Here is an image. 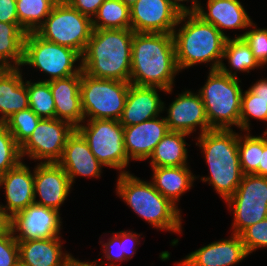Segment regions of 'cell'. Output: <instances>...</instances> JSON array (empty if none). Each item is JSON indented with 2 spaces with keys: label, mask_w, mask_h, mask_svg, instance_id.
<instances>
[{
  "label": "cell",
  "mask_w": 267,
  "mask_h": 266,
  "mask_svg": "<svg viewBox=\"0 0 267 266\" xmlns=\"http://www.w3.org/2000/svg\"><path fill=\"white\" fill-rule=\"evenodd\" d=\"M67 173L58 163H43L34 168V203L60 211L71 189ZM38 193V194H37ZM39 195L40 200H36Z\"/></svg>",
  "instance_id": "5bb4252c"
},
{
  "label": "cell",
  "mask_w": 267,
  "mask_h": 266,
  "mask_svg": "<svg viewBox=\"0 0 267 266\" xmlns=\"http://www.w3.org/2000/svg\"><path fill=\"white\" fill-rule=\"evenodd\" d=\"M188 1L189 0H171V3L181 12V13H188V12H196L199 6L198 0H191V6L188 7L184 4H181L179 2Z\"/></svg>",
  "instance_id": "7dc6e473"
},
{
  "label": "cell",
  "mask_w": 267,
  "mask_h": 266,
  "mask_svg": "<svg viewBox=\"0 0 267 266\" xmlns=\"http://www.w3.org/2000/svg\"><path fill=\"white\" fill-rule=\"evenodd\" d=\"M0 21L6 23H19L16 0H0Z\"/></svg>",
  "instance_id": "ee69618b"
},
{
  "label": "cell",
  "mask_w": 267,
  "mask_h": 266,
  "mask_svg": "<svg viewBox=\"0 0 267 266\" xmlns=\"http://www.w3.org/2000/svg\"><path fill=\"white\" fill-rule=\"evenodd\" d=\"M222 59H227L230 68L235 71L233 73L223 62L220 64L219 70L234 78H237V71L249 73L250 70L262 67L243 38H227Z\"/></svg>",
  "instance_id": "83f0119b"
},
{
  "label": "cell",
  "mask_w": 267,
  "mask_h": 266,
  "mask_svg": "<svg viewBox=\"0 0 267 266\" xmlns=\"http://www.w3.org/2000/svg\"><path fill=\"white\" fill-rule=\"evenodd\" d=\"M92 25L93 29H131L130 6L122 0H105L93 17Z\"/></svg>",
  "instance_id": "f1b7e54d"
},
{
  "label": "cell",
  "mask_w": 267,
  "mask_h": 266,
  "mask_svg": "<svg viewBox=\"0 0 267 266\" xmlns=\"http://www.w3.org/2000/svg\"><path fill=\"white\" fill-rule=\"evenodd\" d=\"M253 94L267 103V79H261L248 88Z\"/></svg>",
  "instance_id": "bcb514c9"
},
{
  "label": "cell",
  "mask_w": 267,
  "mask_h": 266,
  "mask_svg": "<svg viewBox=\"0 0 267 266\" xmlns=\"http://www.w3.org/2000/svg\"><path fill=\"white\" fill-rule=\"evenodd\" d=\"M208 79L199 90L206 117L211 129L231 130L240 128L242 89L239 78L222 73L219 69L210 70Z\"/></svg>",
  "instance_id": "8992f818"
},
{
  "label": "cell",
  "mask_w": 267,
  "mask_h": 266,
  "mask_svg": "<svg viewBox=\"0 0 267 266\" xmlns=\"http://www.w3.org/2000/svg\"><path fill=\"white\" fill-rule=\"evenodd\" d=\"M187 133L169 131L156 145L152 155L151 167H178L187 165V148L185 137Z\"/></svg>",
  "instance_id": "484cf974"
},
{
  "label": "cell",
  "mask_w": 267,
  "mask_h": 266,
  "mask_svg": "<svg viewBox=\"0 0 267 266\" xmlns=\"http://www.w3.org/2000/svg\"><path fill=\"white\" fill-rule=\"evenodd\" d=\"M153 186L174 205L177 206L180 196L193 186L197 178L187 165L178 167H151ZM177 201V202H176Z\"/></svg>",
  "instance_id": "d4e9b609"
},
{
  "label": "cell",
  "mask_w": 267,
  "mask_h": 266,
  "mask_svg": "<svg viewBox=\"0 0 267 266\" xmlns=\"http://www.w3.org/2000/svg\"><path fill=\"white\" fill-rule=\"evenodd\" d=\"M81 74L49 82L55 104V118L77 128L84 122L80 95Z\"/></svg>",
  "instance_id": "44dd1931"
},
{
  "label": "cell",
  "mask_w": 267,
  "mask_h": 266,
  "mask_svg": "<svg viewBox=\"0 0 267 266\" xmlns=\"http://www.w3.org/2000/svg\"><path fill=\"white\" fill-rule=\"evenodd\" d=\"M25 35L19 23L0 21V68H21Z\"/></svg>",
  "instance_id": "4316f807"
},
{
  "label": "cell",
  "mask_w": 267,
  "mask_h": 266,
  "mask_svg": "<svg viewBox=\"0 0 267 266\" xmlns=\"http://www.w3.org/2000/svg\"><path fill=\"white\" fill-rule=\"evenodd\" d=\"M40 119L29 107L14 113L4 123L7 125L16 143L21 147L31 136Z\"/></svg>",
  "instance_id": "e575fe53"
},
{
  "label": "cell",
  "mask_w": 267,
  "mask_h": 266,
  "mask_svg": "<svg viewBox=\"0 0 267 266\" xmlns=\"http://www.w3.org/2000/svg\"><path fill=\"white\" fill-rule=\"evenodd\" d=\"M19 263L18 241L9 227L0 235V266H17Z\"/></svg>",
  "instance_id": "ab89813d"
},
{
  "label": "cell",
  "mask_w": 267,
  "mask_h": 266,
  "mask_svg": "<svg viewBox=\"0 0 267 266\" xmlns=\"http://www.w3.org/2000/svg\"><path fill=\"white\" fill-rule=\"evenodd\" d=\"M78 60L81 55L74 49L47 41L36 32L25 35L22 66H33L50 75L45 82L81 74V64L74 65Z\"/></svg>",
  "instance_id": "9c48e42d"
},
{
  "label": "cell",
  "mask_w": 267,
  "mask_h": 266,
  "mask_svg": "<svg viewBox=\"0 0 267 266\" xmlns=\"http://www.w3.org/2000/svg\"><path fill=\"white\" fill-rule=\"evenodd\" d=\"M111 236V238H109L107 243H104L102 245V247H104V250H102L104 252V257L111 262L109 265L107 266H116V264L113 263V261L118 262V261H124V253H123V248H122V244H120V232H113ZM116 247V249L114 250V248ZM102 264L105 265L104 261H101V264L98 265L96 263V266H103Z\"/></svg>",
  "instance_id": "60d3db41"
},
{
  "label": "cell",
  "mask_w": 267,
  "mask_h": 266,
  "mask_svg": "<svg viewBox=\"0 0 267 266\" xmlns=\"http://www.w3.org/2000/svg\"><path fill=\"white\" fill-rule=\"evenodd\" d=\"M125 4L131 6L136 0H122Z\"/></svg>",
  "instance_id": "f907efd6"
},
{
  "label": "cell",
  "mask_w": 267,
  "mask_h": 266,
  "mask_svg": "<svg viewBox=\"0 0 267 266\" xmlns=\"http://www.w3.org/2000/svg\"><path fill=\"white\" fill-rule=\"evenodd\" d=\"M76 130L103 166L121 170L120 174L128 173L124 169L129 165L130 159L125 150L123 125L119 120L86 119Z\"/></svg>",
  "instance_id": "30bf717a"
},
{
  "label": "cell",
  "mask_w": 267,
  "mask_h": 266,
  "mask_svg": "<svg viewBox=\"0 0 267 266\" xmlns=\"http://www.w3.org/2000/svg\"><path fill=\"white\" fill-rule=\"evenodd\" d=\"M233 212L232 233L240 234L247 227L267 218V204L228 203Z\"/></svg>",
  "instance_id": "836d02e7"
},
{
  "label": "cell",
  "mask_w": 267,
  "mask_h": 266,
  "mask_svg": "<svg viewBox=\"0 0 267 266\" xmlns=\"http://www.w3.org/2000/svg\"><path fill=\"white\" fill-rule=\"evenodd\" d=\"M116 187V194L153 228L181 233L180 209L166 199L151 181L146 182L128 172L119 174Z\"/></svg>",
  "instance_id": "5b68a950"
},
{
  "label": "cell",
  "mask_w": 267,
  "mask_h": 266,
  "mask_svg": "<svg viewBox=\"0 0 267 266\" xmlns=\"http://www.w3.org/2000/svg\"><path fill=\"white\" fill-rule=\"evenodd\" d=\"M22 161L20 146L5 123L0 122V176Z\"/></svg>",
  "instance_id": "d590c367"
},
{
  "label": "cell",
  "mask_w": 267,
  "mask_h": 266,
  "mask_svg": "<svg viewBox=\"0 0 267 266\" xmlns=\"http://www.w3.org/2000/svg\"><path fill=\"white\" fill-rule=\"evenodd\" d=\"M74 9L81 14L93 19L98 8L105 0H66Z\"/></svg>",
  "instance_id": "b9f144b4"
},
{
  "label": "cell",
  "mask_w": 267,
  "mask_h": 266,
  "mask_svg": "<svg viewBox=\"0 0 267 266\" xmlns=\"http://www.w3.org/2000/svg\"><path fill=\"white\" fill-rule=\"evenodd\" d=\"M226 202L267 204V177L243 175L237 190Z\"/></svg>",
  "instance_id": "4dcf8cb0"
},
{
  "label": "cell",
  "mask_w": 267,
  "mask_h": 266,
  "mask_svg": "<svg viewBox=\"0 0 267 266\" xmlns=\"http://www.w3.org/2000/svg\"><path fill=\"white\" fill-rule=\"evenodd\" d=\"M93 32L92 19L59 0L44 23L36 30L43 39L83 54Z\"/></svg>",
  "instance_id": "52a82bcc"
},
{
  "label": "cell",
  "mask_w": 267,
  "mask_h": 266,
  "mask_svg": "<svg viewBox=\"0 0 267 266\" xmlns=\"http://www.w3.org/2000/svg\"><path fill=\"white\" fill-rule=\"evenodd\" d=\"M199 3L195 12L205 22L213 24L226 38L224 29L252 27V19L239 0H207V11ZM223 29V30H222Z\"/></svg>",
  "instance_id": "7402d4cb"
},
{
  "label": "cell",
  "mask_w": 267,
  "mask_h": 266,
  "mask_svg": "<svg viewBox=\"0 0 267 266\" xmlns=\"http://www.w3.org/2000/svg\"><path fill=\"white\" fill-rule=\"evenodd\" d=\"M178 22L183 25L179 30L175 28L172 35L179 71L197 63L208 62H212L209 71L219 69L223 62L227 38L213 24L205 22L195 12L181 13Z\"/></svg>",
  "instance_id": "3957f363"
},
{
  "label": "cell",
  "mask_w": 267,
  "mask_h": 266,
  "mask_svg": "<svg viewBox=\"0 0 267 266\" xmlns=\"http://www.w3.org/2000/svg\"><path fill=\"white\" fill-rule=\"evenodd\" d=\"M250 117L267 121V103L260 100L249 89L241 96L240 128L241 131L250 130Z\"/></svg>",
  "instance_id": "8d00e7d4"
},
{
  "label": "cell",
  "mask_w": 267,
  "mask_h": 266,
  "mask_svg": "<svg viewBox=\"0 0 267 266\" xmlns=\"http://www.w3.org/2000/svg\"><path fill=\"white\" fill-rule=\"evenodd\" d=\"M132 29H93L81 55L82 71L94 78L129 82Z\"/></svg>",
  "instance_id": "7a4b0ae2"
},
{
  "label": "cell",
  "mask_w": 267,
  "mask_h": 266,
  "mask_svg": "<svg viewBox=\"0 0 267 266\" xmlns=\"http://www.w3.org/2000/svg\"><path fill=\"white\" fill-rule=\"evenodd\" d=\"M130 82L99 79L81 72L80 95L84 120H119Z\"/></svg>",
  "instance_id": "ba28073f"
},
{
  "label": "cell",
  "mask_w": 267,
  "mask_h": 266,
  "mask_svg": "<svg viewBox=\"0 0 267 266\" xmlns=\"http://www.w3.org/2000/svg\"><path fill=\"white\" fill-rule=\"evenodd\" d=\"M63 266H96V262H81L72 256Z\"/></svg>",
  "instance_id": "681fc988"
},
{
  "label": "cell",
  "mask_w": 267,
  "mask_h": 266,
  "mask_svg": "<svg viewBox=\"0 0 267 266\" xmlns=\"http://www.w3.org/2000/svg\"><path fill=\"white\" fill-rule=\"evenodd\" d=\"M59 0H16L19 25L26 32H36Z\"/></svg>",
  "instance_id": "f546056e"
},
{
  "label": "cell",
  "mask_w": 267,
  "mask_h": 266,
  "mask_svg": "<svg viewBox=\"0 0 267 266\" xmlns=\"http://www.w3.org/2000/svg\"><path fill=\"white\" fill-rule=\"evenodd\" d=\"M60 237L18 241L20 263L24 266H63L72 255L62 251Z\"/></svg>",
  "instance_id": "cb8c5ba5"
},
{
  "label": "cell",
  "mask_w": 267,
  "mask_h": 266,
  "mask_svg": "<svg viewBox=\"0 0 267 266\" xmlns=\"http://www.w3.org/2000/svg\"><path fill=\"white\" fill-rule=\"evenodd\" d=\"M76 128L57 118H41L28 140L20 147L21 157L57 163L63 154L68 137Z\"/></svg>",
  "instance_id": "8fae6325"
},
{
  "label": "cell",
  "mask_w": 267,
  "mask_h": 266,
  "mask_svg": "<svg viewBox=\"0 0 267 266\" xmlns=\"http://www.w3.org/2000/svg\"><path fill=\"white\" fill-rule=\"evenodd\" d=\"M179 73L172 33L134 32L129 82L159 87L171 94Z\"/></svg>",
  "instance_id": "6da1fadb"
},
{
  "label": "cell",
  "mask_w": 267,
  "mask_h": 266,
  "mask_svg": "<svg viewBox=\"0 0 267 266\" xmlns=\"http://www.w3.org/2000/svg\"><path fill=\"white\" fill-rule=\"evenodd\" d=\"M30 109L40 118H55V104L49 82L27 80Z\"/></svg>",
  "instance_id": "1f68e13d"
},
{
  "label": "cell",
  "mask_w": 267,
  "mask_h": 266,
  "mask_svg": "<svg viewBox=\"0 0 267 266\" xmlns=\"http://www.w3.org/2000/svg\"><path fill=\"white\" fill-rule=\"evenodd\" d=\"M22 69L0 68V122L4 123L14 113L29 108L27 81Z\"/></svg>",
  "instance_id": "603a6c76"
},
{
  "label": "cell",
  "mask_w": 267,
  "mask_h": 266,
  "mask_svg": "<svg viewBox=\"0 0 267 266\" xmlns=\"http://www.w3.org/2000/svg\"><path fill=\"white\" fill-rule=\"evenodd\" d=\"M240 168L243 175L254 174L263 152V136H251L250 131L238 137Z\"/></svg>",
  "instance_id": "d6a6232c"
},
{
  "label": "cell",
  "mask_w": 267,
  "mask_h": 266,
  "mask_svg": "<svg viewBox=\"0 0 267 266\" xmlns=\"http://www.w3.org/2000/svg\"><path fill=\"white\" fill-rule=\"evenodd\" d=\"M10 218L4 213L0 207V235L3 234L10 226Z\"/></svg>",
  "instance_id": "c3c4849f"
},
{
  "label": "cell",
  "mask_w": 267,
  "mask_h": 266,
  "mask_svg": "<svg viewBox=\"0 0 267 266\" xmlns=\"http://www.w3.org/2000/svg\"><path fill=\"white\" fill-rule=\"evenodd\" d=\"M155 117L136 125L123 126L124 145L128 158L135 161L149 159L156 145L170 131L165 117Z\"/></svg>",
  "instance_id": "2e32d148"
},
{
  "label": "cell",
  "mask_w": 267,
  "mask_h": 266,
  "mask_svg": "<svg viewBox=\"0 0 267 266\" xmlns=\"http://www.w3.org/2000/svg\"><path fill=\"white\" fill-rule=\"evenodd\" d=\"M3 185L7 203L0 207L9 218L34 203V170L31 173L24 162L0 176V187Z\"/></svg>",
  "instance_id": "ac0fdd59"
},
{
  "label": "cell",
  "mask_w": 267,
  "mask_h": 266,
  "mask_svg": "<svg viewBox=\"0 0 267 266\" xmlns=\"http://www.w3.org/2000/svg\"><path fill=\"white\" fill-rule=\"evenodd\" d=\"M229 239L212 242L191 252L178 266H232L247 257L240 235L231 234Z\"/></svg>",
  "instance_id": "e0dca14e"
},
{
  "label": "cell",
  "mask_w": 267,
  "mask_h": 266,
  "mask_svg": "<svg viewBox=\"0 0 267 266\" xmlns=\"http://www.w3.org/2000/svg\"><path fill=\"white\" fill-rule=\"evenodd\" d=\"M165 117L170 131L191 134L200 127V134L212 130L206 117L203 101L199 94L190 90L176 97L167 109Z\"/></svg>",
  "instance_id": "9a60e30c"
},
{
  "label": "cell",
  "mask_w": 267,
  "mask_h": 266,
  "mask_svg": "<svg viewBox=\"0 0 267 266\" xmlns=\"http://www.w3.org/2000/svg\"><path fill=\"white\" fill-rule=\"evenodd\" d=\"M138 237H140L138 233L120 231V244H122L123 248L124 261H128L129 258H132V256L136 254V245L140 244L139 241H137Z\"/></svg>",
  "instance_id": "7bdbcfd3"
},
{
  "label": "cell",
  "mask_w": 267,
  "mask_h": 266,
  "mask_svg": "<svg viewBox=\"0 0 267 266\" xmlns=\"http://www.w3.org/2000/svg\"><path fill=\"white\" fill-rule=\"evenodd\" d=\"M180 15L171 0H136L130 6L131 29L134 32L172 33L179 26Z\"/></svg>",
  "instance_id": "4fadbf2b"
},
{
  "label": "cell",
  "mask_w": 267,
  "mask_h": 266,
  "mask_svg": "<svg viewBox=\"0 0 267 266\" xmlns=\"http://www.w3.org/2000/svg\"><path fill=\"white\" fill-rule=\"evenodd\" d=\"M57 163L67 173L71 185L76 176L99 178L103 167L76 129L68 137L62 157Z\"/></svg>",
  "instance_id": "d6986e66"
},
{
  "label": "cell",
  "mask_w": 267,
  "mask_h": 266,
  "mask_svg": "<svg viewBox=\"0 0 267 266\" xmlns=\"http://www.w3.org/2000/svg\"><path fill=\"white\" fill-rule=\"evenodd\" d=\"M252 26L254 29L246 31L237 38L245 40L252 50L253 56L261 66H264L267 64V28L257 29L254 23H252Z\"/></svg>",
  "instance_id": "74e56055"
},
{
  "label": "cell",
  "mask_w": 267,
  "mask_h": 266,
  "mask_svg": "<svg viewBox=\"0 0 267 266\" xmlns=\"http://www.w3.org/2000/svg\"><path fill=\"white\" fill-rule=\"evenodd\" d=\"M239 134L231 130L212 129L197 138L198 145L204 152L209 167L208 177H202L203 182L212 184L216 192L229 199L241 183L243 173L240 168L238 152Z\"/></svg>",
  "instance_id": "277c9868"
},
{
  "label": "cell",
  "mask_w": 267,
  "mask_h": 266,
  "mask_svg": "<svg viewBox=\"0 0 267 266\" xmlns=\"http://www.w3.org/2000/svg\"><path fill=\"white\" fill-rule=\"evenodd\" d=\"M158 89L167 92L159 87L138 86L130 83L119 122L123 126H130L158 117L166 108L157 93Z\"/></svg>",
  "instance_id": "ffe728a7"
},
{
  "label": "cell",
  "mask_w": 267,
  "mask_h": 266,
  "mask_svg": "<svg viewBox=\"0 0 267 266\" xmlns=\"http://www.w3.org/2000/svg\"><path fill=\"white\" fill-rule=\"evenodd\" d=\"M60 219L58 210L33 203L15 213L9 226L17 241L49 239L60 236Z\"/></svg>",
  "instance_id": "7c38bea8"
},
{
  "label": "cell",
  "mask_w": 267,
  "mask_h": 266,
  "mask_svg": "<svg viewBox=\"0 0 267 266\" xmlns=\"http://www.w3.org/2000/svg\"><path fill=\"white\" fill-rule=\"evenodd\" d=\"M247 253L267 247V218L244 229L240 234Z\"/></svg>",
  "instance_id": "f35d334b"
},
{
  "label": "cell",
  "mask_w": 267,
  "mask_h": 266,
  "mask_svg": "<svg viewBox=\"0 0 267 266\" xmlns=\"http://www.w3.org/2000/svg\"><path fill=\"white\" fill-rule=\"evenodd\" d=\"M254 174L267 177V131L263 133V152H261L258 170Z\"/></svg>",
  "instance_id": "f6af8a7d"
}]
</instances>
